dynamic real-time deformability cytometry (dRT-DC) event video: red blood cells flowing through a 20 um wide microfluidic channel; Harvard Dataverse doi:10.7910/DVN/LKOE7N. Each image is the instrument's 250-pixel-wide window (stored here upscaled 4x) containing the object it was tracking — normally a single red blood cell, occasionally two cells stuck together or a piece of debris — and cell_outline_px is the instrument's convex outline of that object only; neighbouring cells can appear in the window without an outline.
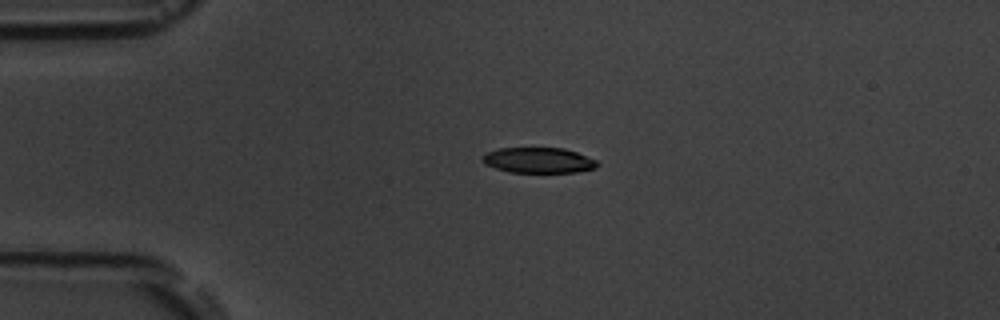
{"species": "common noctule bat (a hibernating species)", "species_latin": "Nyctalus noctula", "temperature_condition": "room temperature", "stored_images_in_passage": 1, "camera_frame_rate_fps": 3000, "um_per_image_px": 0.085, "animal": {"sex": "male", "body_mass_g": 19.5, "forearm_length_mm": 54.6}, "frame": {"image": 1, "passage_image": 1, "time_ms": 0.0, "image_size_px": [1000, 320], "cell_outline_px": [[600, 164], [596, 168], [576, 172], [508, 172], [484, 164], [480, 160], [480, 156], [488, 152], [500, 148], [564, 148], [576, 152], [596, 160]], "centroid_in_image_um": [45.75, 13.62], "position_along_channel_um": 39.3, "area_um2": 17.11}}